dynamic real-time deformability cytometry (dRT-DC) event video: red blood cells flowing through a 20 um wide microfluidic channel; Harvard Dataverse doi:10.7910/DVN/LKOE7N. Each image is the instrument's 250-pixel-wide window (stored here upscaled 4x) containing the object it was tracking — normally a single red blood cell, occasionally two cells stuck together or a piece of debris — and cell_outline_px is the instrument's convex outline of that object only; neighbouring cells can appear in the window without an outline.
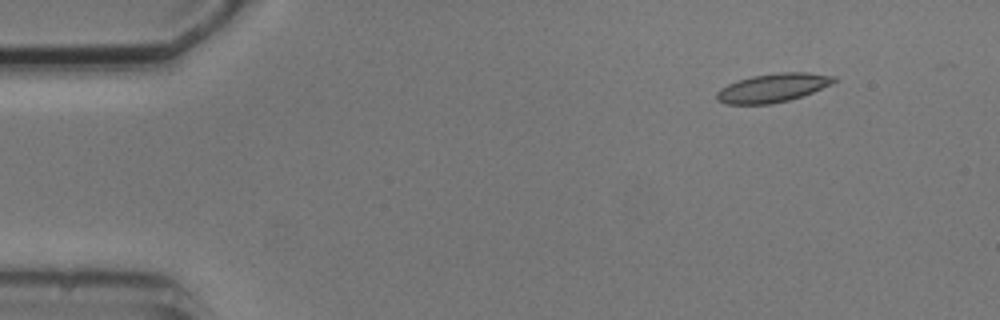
{"species": "common noctule bat (a hibernating species)", "species_latin": "Nyctalus noctula", "temperature_condition": "cold", "stored_images_in_passage": 4, "camera_frame_rate_fps": 3000, "um_per_image_px": 0.085, "animal": {"sex": "male", "body_mass_g": 20.5, "forearm_length_mm": 52.5}, "frame": {"image": 1, "passage_image": 1, "time_ms": 0.0, "image_size_px": [1000, 320], "cell_outline_px": [[840, 80], [832, 84], [812, 92], [788, 100], [768, 104], [724, 104], [716, 100], [716, 92], [720, 88], [736, 80], [752, 76], [780, 72], [808, 72], [836, 76]], "centroid_in_image_um": [65.69, 7.45], "position_along_channel_um": 19.3, "area_um2": 19.71}}